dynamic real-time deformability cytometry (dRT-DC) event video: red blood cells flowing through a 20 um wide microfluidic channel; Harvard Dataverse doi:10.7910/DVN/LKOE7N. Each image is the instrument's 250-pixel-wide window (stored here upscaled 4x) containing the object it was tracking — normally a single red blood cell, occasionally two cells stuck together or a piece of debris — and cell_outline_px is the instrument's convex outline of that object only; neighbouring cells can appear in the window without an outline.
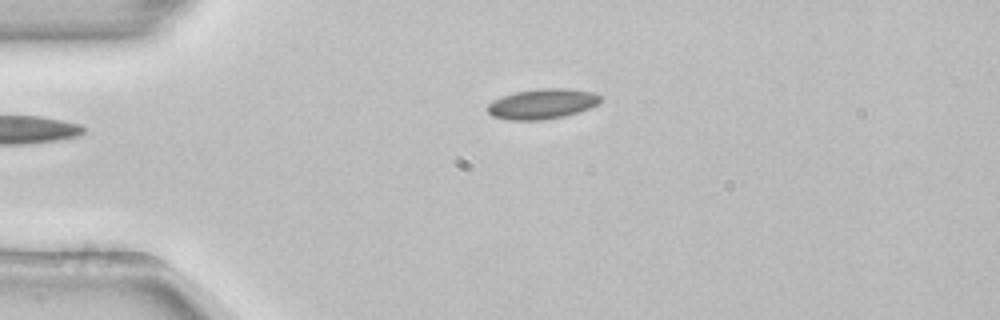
{"species": "common noctule bat (a hibernating species)", "species_latin": "Nyctalus noctula", "temperature_condition": "room temperature", "stored_images_in_passage": 42, "camera_frame_rate_fps": 3000, "um_per_image_px": 0.085, "animal": {"sex": "female", "body_mass_g": 22.7, "forearm_length_mm": 54.2}, "frame": {"image": 1, "passage_image": 1, "time_ms": 0.0, "image_size_px": [1000, 320], "cell_outline_px": [[600, 104], [564, 116], [540, 120], [508, 120], [492, 116], [488, 112], [488, 104], [492, 100], [516, 92], [540, 88], [568, 88], [592, 92], [600, 96]], "centroid_in_image_um": [46.08, 8.83], "position_along_channel_um": 38.9, "area_um2": 19.71}}
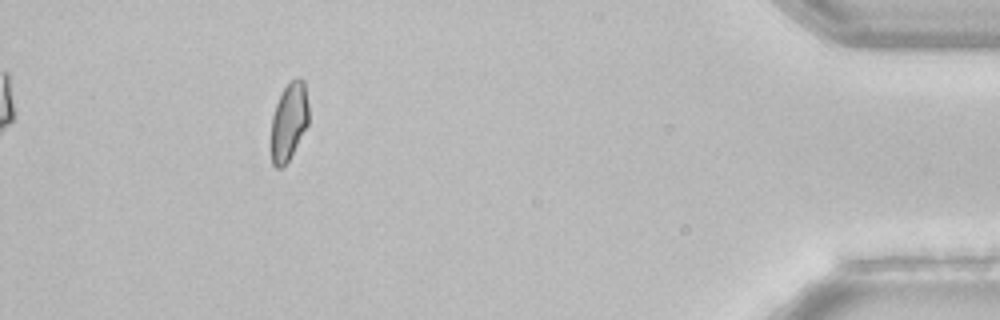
{"frame": {"image": 2, "passage_image": 37, "time_ms": 12.0, "image_size_px": [1000, 320], "cell_outline_px": [[308, 124], [288, 160], [280, 168], [276, 168], [272, 164], [272, 116], [276, 104], [284, 88], [296, 76], [300, 76], [304, 80], [308, 104]], "centroid_in_image_um": [24.57, 10.28], "position_along_channel_um": 410.6, "area_um2": 16.7}}